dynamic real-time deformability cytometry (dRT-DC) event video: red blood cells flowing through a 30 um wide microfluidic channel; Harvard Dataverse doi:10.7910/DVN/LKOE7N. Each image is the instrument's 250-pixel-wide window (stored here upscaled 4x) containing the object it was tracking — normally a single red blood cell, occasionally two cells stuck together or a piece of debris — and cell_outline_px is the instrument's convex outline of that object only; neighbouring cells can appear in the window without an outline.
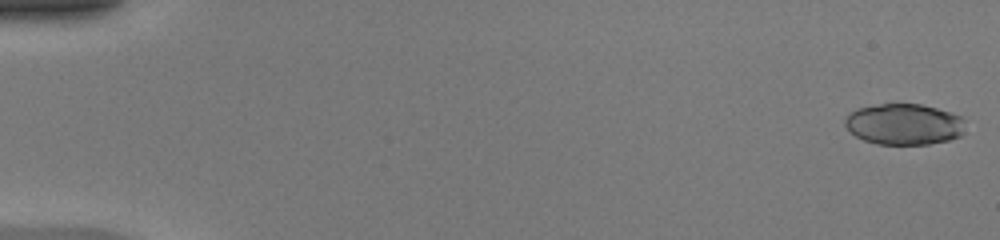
{"species": "common noctule bat (a hibernating species)", "species_latin": "Nyctalus noctula", "temperature_condition": "warm", "stored_images_in_passage": 49, "camera_frame_rate_fps": 3000, "um_per_image_px": 0.085, "animal": {"sex": "female", "body_mass_g": 20.0, "forearm_length_mm": 54.0}, "frame": {"image": 1, "passage_image": 1, "time_ms": 0.0, "image_size_px": [1000, 240], "cell_outline_px": [[964, 120], [960, 136], [948, 140], [928, 144], [876, 144], [864, 140], [856, 136], [844, 124], [844, 120], [848, 112], [856, 108], [880, 104], [920, 104], [936, 108], [960, 116]], "centroid_in_image_um": [76.79, 10.55], "position_along_channel_um": 8.2, "area_um2": 28.61}}